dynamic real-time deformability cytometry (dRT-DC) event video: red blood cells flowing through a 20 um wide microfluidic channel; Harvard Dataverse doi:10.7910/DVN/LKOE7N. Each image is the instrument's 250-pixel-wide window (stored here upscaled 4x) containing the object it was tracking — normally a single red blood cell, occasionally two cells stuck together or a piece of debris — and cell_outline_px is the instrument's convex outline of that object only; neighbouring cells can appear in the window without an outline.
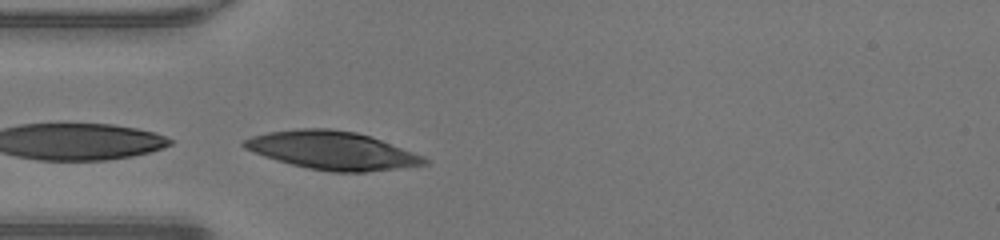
{"species": "human", "species_latin": "Homo sapiens", "temperature_condition": "warm", "stored_images_in_passage": 2, "camera_frame_rate_fps": 3000, "um_per_image_px": 0.085, "donor": {"sex": "male"}, "frame": {"image": 1, "passage_image": 2, "time_ms": 0.333, "image_size_px": [1000, 240], "cell_outline_px": [[428, 164], [364, 172], [332, 172], [308, 168], [276, 160], [264, 156], [244, 148], [240, 144], [244, 140], [252, 136], [268, 132], [296, 128], [328, 128], [356, 132], [372, 136], [424, 156], [428, 160]], "centroid_in_image_um": [28.23, 12.77], "position_along_channel_um": 56.8, "area_um2": 40.06}}